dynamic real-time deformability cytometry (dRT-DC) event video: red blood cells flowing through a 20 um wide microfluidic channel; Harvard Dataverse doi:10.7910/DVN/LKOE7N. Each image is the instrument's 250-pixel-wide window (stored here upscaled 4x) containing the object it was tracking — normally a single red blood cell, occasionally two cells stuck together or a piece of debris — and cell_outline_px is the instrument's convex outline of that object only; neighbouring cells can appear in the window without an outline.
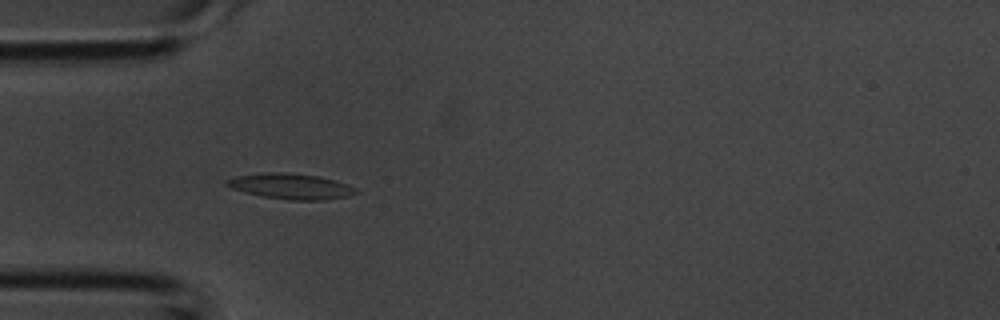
{"species": "common noctule bat (a hibernating species)", "species_latin": "Nyctalus noctula", "temperature_condition": "room temperature", "stored_images_in_passage": 33, "camera_frame_rate_fps": 3000, "um_per_image_px": 0.085, "animal": {"sex": "male", "body_mass_g": 20.1, "forearm_length_mm": 53.5}, "frame": {"image": 1, "passage_image": 4, "time_ms": 1.0, "image_size_px": [1000, 320], "cell_outline_px": [[360, 192], [348, 196], [324, 200], [288, 200], [264, 196], [244, 192], [232, 188], [224, 184], [224, 180], [236, 176], [268, 172], [276, 172], [320, 176], [336, 180], [348, 184], [356, 188]], "centroid_in_image_um": [24.75, 15.84], "position_along_channel_um": 60.3, "area_um2": 19.25}}
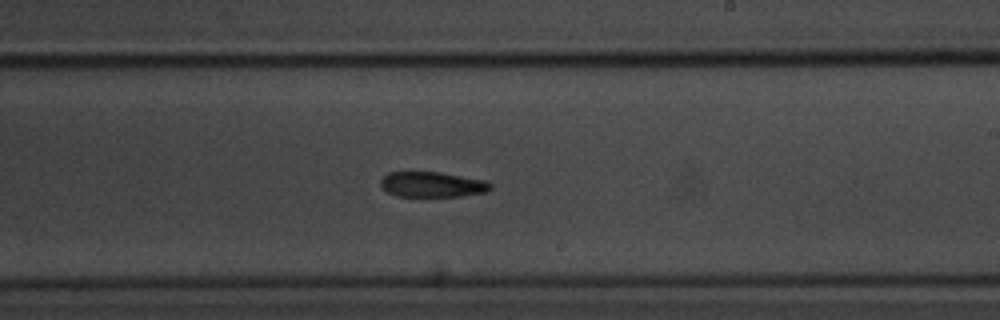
{"frame": {"image": 2, "passage_image": 16, "time_ms": 5.0, "image_size_px": [1000, 320], "cell_outline_px": [[492, 188], [488, 192], [460, 196], [396, 196], [388, 192], [380, 184], [380, 180], [388, 172], [440, 172], [484, 180], [492, 184]], "centroid_in_image_um": [36.76, 15.68], "position_along_channel_um": 252.2, "area_um2": 16.18}}
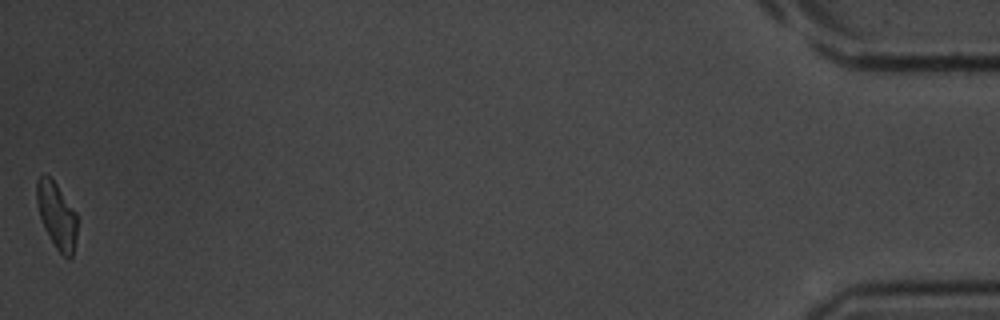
{"frame": {"image": 3, "passage_image": 33, "time_ms": 10.667, "image_size_px": [1000, 320], "cell_outline_px": [[76, 236], [72, 260], [68, 260], [56, 248], [44, 228], [36, 204], [36, 180], [44, 172], [56, 184], [76, 212]], "centroid_in_image_um": [4.8, 18.32], "position_along_channel_um": 430.4, "area_um2": 15.61}}